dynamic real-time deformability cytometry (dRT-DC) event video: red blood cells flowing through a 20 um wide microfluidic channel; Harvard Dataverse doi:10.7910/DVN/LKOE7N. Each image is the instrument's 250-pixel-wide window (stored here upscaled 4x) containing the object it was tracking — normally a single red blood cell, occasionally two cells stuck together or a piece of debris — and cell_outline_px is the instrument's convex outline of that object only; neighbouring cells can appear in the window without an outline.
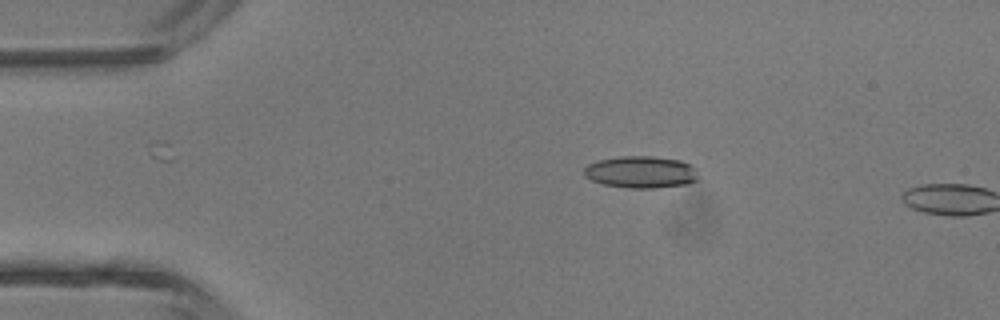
{"species": "common noctule bat (a hibernating species)", "species_latin": "Nyctalus noctula", "temperature_condition": "room temperature", "stored_images_in_passage": 3, "camera_frame_rate_fps": 3000, "um_per_image_px": 0.085, "animal": {"sex": "male", "body_mass_g": 13.3}, "frame": {"image": 1, "passage_image": 2, "time_ms": 1.333, "image_size_px": [1000, 320], "cell_outline_px": [[700, 176], [696, 180], [688, 184], [656, 188], [628, 188], [604, 184], [592, 180], [584, 176], [584, 168], [588, 164], [596, 160], [620, 156], [652, 156], [680, 160], [692, 164], [696, 168]], "centroid_in_image_um": [54.51, 14.62], "position_along_channel_um": 30.5, "area_um2": 21.62}}